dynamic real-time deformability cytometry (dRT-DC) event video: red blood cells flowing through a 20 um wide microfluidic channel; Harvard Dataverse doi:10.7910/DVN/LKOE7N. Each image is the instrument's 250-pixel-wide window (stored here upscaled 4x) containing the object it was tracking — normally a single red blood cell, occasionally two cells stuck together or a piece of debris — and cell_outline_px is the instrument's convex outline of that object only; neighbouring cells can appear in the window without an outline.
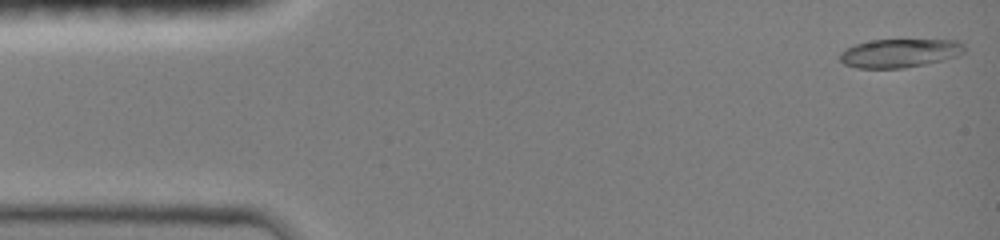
{"species": "common noctule bat (a hibernating species)", "species_latin": "Nyctalus noctula", "temperature_condition": "room temperature", "stored_images_in_passage": 42, "camera_frame_rate_fps": 3000, "um_per_image_px": 0.085, "animal": {"sex": "female", "body_mass_g": 19.0, "forearm_length_mm": 51.5}, "frame": {"image": 1, "passage_image": 1, "time_ms": 0.0, "image_size_px": [1000, 240], "cell_outline_px": [[964, 52], [956, 56], [924, 64], [904, 68], [856, 68], [844, 64], [840, 60], [840, 52], [856, 44], [872, 40], [956, 40], [964, 44]], "centroid_in_image_um": [76.45, 4.52], "position_along_channel_um": 8.6, "area_um2": 20.52}}
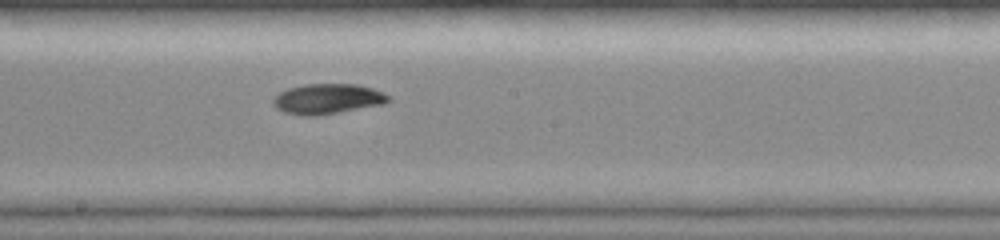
{"frame": {"image": 2, "passage_image": 24, "time_ms": 7.667, "image_size_px": [1000, 240], "cell_outline_px": [[392, 100], [384, 104], [316, 116], [304, 116], [284, 112], [276, 108], [272, 104], [272, 100], [280, 92], [288, 88], [304, 84], [356, 84], [372, 88], [384, 92], [392, 96]], "centroid_in_image_um": [27.87, 8.4], "position_along_channel_um": 220.3, "area_um2": 20.46}}
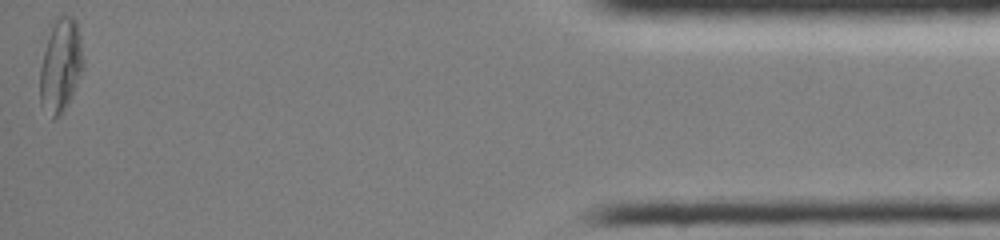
{"frame": {"image": 3, "passage_image": 42, "time_ms": 13.667, "image_size_px": [1000, 240], "cell_outline_px": [[84, 68], [64, 112], [52, 120], [40, 104], [40, 68], [52, 16], [64, 12], [72, 16], [76, 20], [84, 60]], "centroid_in_image_um": [5.14, 5.5], "position_along_channel_um": 430.1, "area_um2": 24.28}, "authors_computed_cell_mechanics": {"area_um2": 20.2589, "velocity_mm_per_s": 4.0871, "shape_relaxation_time_tau1_ms": 9.3541, "shape_relaxation_time_tau2_ms": 6.4204, "deformation_change_tau1": 0.2219, "deformation_change_tau2": 0.088}}